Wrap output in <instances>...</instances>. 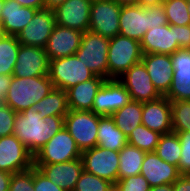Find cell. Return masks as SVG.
<instances>
[{"label":"cell","instance_id":"obj_26","mask_svg":"<svg viewBox=\"0 0 190 191\" xmlns=\"http://www.w3.org/2000/svg\"><path fill=\"white\" fill-rule=\"evenodd\" d=\"M127 143V136L115 125L113 118L101 116L97 132V146L119 152Z\"/></svg>","mask_w":190,"mask_h":191},{"label":"cell","instance_id":"obj_44","mask_svg":"<svg viewBox=\"0 0 190 191\" xmlns=\"http://www.w3.org/2000/svg\"><path fill=\"white\" fill-rule=\"evenodd\" d=\"M12 75H0V102L4 99L11 84Z\"/></svg>","mask_w":190,"mask_h":191},{"label":"cell","instance_id":"obj_40","mask_svg":"<svg viewBox=\"0 0 190 191\" xmlns=\"http://www.w3.org/2000/svg\"><path fill=\"white\" fill-rule=\"evenodd\" d=\"M148 30L158 26L168 24L167 16L164 12V5L157 4L147 7Z\"/></svg>","mask_w":190,"mask_h":191},{"label":"cell","instance_id":"obj_53","mask_svg":"<svg viewBox=\"0 0 190 191\" xmlns=\"http://www.w3.org/2000/svg\"><path fill=\"white\" fill-rule=\"evenodd\" d=\"M3 31H2V28L0 27V38L3 36Z\"/></svg>","mask_w":190,"mask_h":191},{"label":"cell","instance_id":"obj_42","mask_svg":"<svg viewBox=\"0 0 190 191\" xmlns=\"http://www.w3.org/2000/svg\"><path fill=\"white\" fill-rule=\"evenodd\" d=\"M175 35L180 49H190V25H175Z\"/></svg>","mask_w":190,"mask_h":191},{"label":"cell","instance_id":"obj_14","mask_svg":"<svg viewBox=\"0 0 190 191\" xmlns=\"http://www.w3.org/2000/svg\"><path fill=\"white\" fill-rule=\"evenodd\" d=\"M49 62L44 48L20 44L12 76L26 78L48 75Z\"/></svg>","mask_w":190,"mask_h":191},{"label":"cell","instance_id":"obj_6","mask_svg":"<svg viewBox=\"0 0 190 191\" xmlns=\"http://www.w3.org/2000/svg\"><path fill=\"white\" fill-rule=\"evenodd\" d=\"M48 76L54 88L66 91L92 79L95 74L76 55H72L50 60Z\"/></svg>","mask_w":190,"mask_h":191},{"label":"cell","instance_id":"obj_20","mask_svg":"<svg viewBox=\"0 0 190 191\" xmlns=\"http://www.w3.org/2000/svg\"><path fill=\"white\" fill-rule=\"evenodd\" d=\"M50 181L65 191H73L83 172L81 158L55 164L34 165Z\"/></svg>","mask_w":190,"mask_h":191},{"label":"cell","instance_id":"obj_22","mask_svg":"<svg viewBox=\"0 0 190 191\" xmlns=\"http://www.w3.org/2000/svg\"><path fill=\"white\" fill-rule=\"evenodd\" d=\"M140 174L150 187L173 184L180 176L177 166L162 160L155 152L145 154Z\"/></svg>","mask_w":190,"mask_h":191},{"label":"cell","instance_id":"obj_54","mask_svg":"<svg viewBox=\"0 0 190 191\" xmlns=\"http://www.w3.org/2000/svg\"><path fill=\"white\" fill-rule=\"evenodd\" d=\"M110 191H117V190L115 189V187H113Z\"/></svg>","mask_w":190,"mask_h":191},{"label":"cell","instance_id":"obj_36","mask_svg":"<svg viewBox=\"0 0 190 191\" xmlns=\"http://www.w3.org/2000/svg\"><path fill=\"white\" fill-rule=\"evenodd\" d=\"M114 187L117 191H150L151 188L141 174L119 179Z\"/></svg>","mask_w":190,"mask_h":191},{"label":"cell","instance_id":"obj_33","mask_svg":"<svg viewBox=\"0 0 190 191\" xmlns=\"http://www.w3.org/2000/svg\"><path fill=\"white\" fill-rule=\"evenodd\" d=\"M172 132H190V100L171 101Z\"/></svg>","mask_w":190,"mask_h":191},{"label":"cell","instance_id":"obj_12","mask_svg":"<svg viewBox=\"0 0 190 191\" xmlns=\"http://www.w3.org/2000/svg\"><path fill=\"white\" fill-rule=\"evenodd\" d=\"M118 80L129 92L131 100L143 103L156 100L162 96L154 87L142 62L130 67Z\"/></svg>","mask_w":190,"mask_h":191},{"label":"cell","instance_id":"obj_16","mask_svg":"<svg viewBox=\"0 0 190 191\" xmlns=\"http://www.w3.org/2000/svg\"><path fill=\"white\" fill-rule=\"evenodd\" d=\"M92 2L93 0H66L53 10L56 24L83 33L88 31Z\"/></svg>","mask_w":190,"mask_h":191},{"label":"cell","instance_id":"obj_5","mask_svg":"<svg viewBox=\"0 0 190 191\" xmlns=\"http://www.w3.org/2000/svg\"><path fill=\"white\" fill-rule=\"evenodd\" d=\"M110 38L91 31L83 33L81 45L75 55L95 75L109 79L108 49Z\"/></svg>","mask_w":190,"mask_h":191},{"label":"cell","instance_id":"obj_13","mask_svg":"<svg viewBox=\"0 0 190 191\" xmlns=\"http://www.w3.org/2000/svg\"><path fill=\"white\" fill-rule=\"evenodd\" d=\"M130 100L129 92L118 79H106L94 98L92 112L111 116Z\"/></svg>","mask_w":190,"mask_h":191},{"label":"cell","instance_id":"obj_23","mask_svg":"<svg viewBox=\"0 0 190 191\" xmlns=\"http://www.w3.org/2000/svg\"><path fill=\"white\" fill-rule=\"evenodd\" d=\"M119 27L121 36L140 42L148 30L147 7L138 4L122 5Z\"/></svg>","mask_w":190,"mask_h":191},{"label":"cell","instance_id":"obj_4","mask_svg":"<svg viewBox=\"0 0 190 191\" xmlns=\"http://www.w3.org/2000/svg\"><path fill=\"white\" fill-rule=\"evenodd\" d=\"M100 117L92 111L70 109L64 117V127L75 140L81 153L97 146Z\"/></svg>","mask_w":190,"mask_h":191},{"label":"cell","instance_id":"obj_37","mask_svg":"<svg viewBox=\"0 0 190 191\" xmlns=\"http://www.w3.org/2000/svg\"><path fill=\"white\" fill-rule=\"evenodd\" d=\"M9 191H35L33 186V167L25 171L13 173Z\"/></svg>","mask_w":190,"mask_h":191},{"label":"cell","instance_id":"obj_50","mask_svg":"<svg viewBox=\"0 0 190 191\" xmlns=\"http://www.w3.org/2000/svg\"><path fill=\"white\" fill-rule=\"evenodd\" d=\"M115 2L120 3L121 5H130V4H137L138 0H113Z\"/></svg>","mask_w":190,"mask_h":191},{"label":"cell","instance_id":"obj_39","mask_svg":"<svg viewBox=\"0 0 190 191\" xmlns=\"http://www.w3.org/2000/svg\"><path fill=\"white\" fill-rule=\"evenodd\" d=\"M15 114L11 107L0 102V137L13 134Z\"/></svg>","mask_w":190,"mask_h":191},{"label":"cell","instance_id":"obj_29","mask_svg":"<svg viewBox=\"0 0 190 191\" xmlns=\"http://www.w3.org/2000/svg\"><path fill=\"white\" fill-rule=\"evenodd\" d=\"M145 154L146 152L127 143L119 151L118 180L139 175Z\"/></svg>","mask_w":190,"mask_h":191},{"label":"cell","instance_id":"obj_2","mask_svg":"<svg viewBox=\"0 0 190 191\" xmlns=\"http://www.w3.org/2000/svg\"><path fill=\"white\" fill-rule=\"evenodd\" d=\"M53 88L48 75L26 78L12 76L9 90L1 102L11 107L16 113L22 112L32 108Z\"/></svg>","mask_w":190,"mask_h":191},{"label":"cell","instance_id":"obj_30","mask_svg":"<svg viewBox=\"0 0 190 191\" xmlns=\"http://www.w3.org/2000/svg\"><path fill=\"white\" fill-rule=\"evenodd\" d=\"M19 47L17 36L4 34L0 38V75H13Z\"/></svg>","mask_w":190,"mask_h":191},{"label":"cell","instance_id":"obj_52","mask_svg":"<svg viewBox=\"0 0 190 191\" xmlns=\"http://www.w3.org/2000/svg\"><path fill=\"white\" fill-rule=\"evenodd\" d=\"M187 6H188L189 15H190V1L187 2Z\"/></svg>","mask_w":190,"mask_h":191},{"label":"cell","instance_id":"obj_45","mask_svg":"<svg viewBox=\"0 0 190 191\" xmlns=\"http://www.w3.org/2000/svg\"><path fill=\"white\" fill-rule=\"evenodd\" d=\"M21 6L30 7L33 9L45 8V0H16Z\"/></svg>","mask_w":190,"mask_h":191},{"label":"cell","instance_id":"obj_17","mask_svg":"<svg viewBox=\"0 0 190 191\" xmlns=\"http://www.w3.org/2000/svg\"><path fill=\"white\" fill-rule=\"evenodd\" d=\"M83 32L56 24L46 46V55L50 60L75 55L81 45Z\"/></svg>","mask_w":190,"mask_h":191},{"label":"cell","instance_id":"obj_47","mask_svg":"<svg viewBox=\"0 0 190 191\" xmlns=\"http://www.w3.org/2000/svg\"><path fill=\"white\" fill-rule=\"evenodd\" d=\"M165 0H138V5L142 7H149L157 4H163Z\"/></svg>","mask_w":190,"mask_h":191},{"label":"cell","instance_id":"obj_41","mask_svg":"<svg viewBox=\"0 0 190 191\" xmlns=\"http://www.w3.org/2000/svg\"><path fill=\"white\" fill-rule=\"evenodd\" d=\"M33 186L35 191H65L50 181L35 166H33Z\"/></svg>","mask_w":190,"mask_h":191},{"label":"cell","instance_id":"obj_27","mask_svg":"<svg viewBox=\"0 0 190 191\" xmlns=\"http://www.w3.org/2000/svg\"><path fill=\"white\" fill-rule=\"evenodd\" d=\"M32 108L39 112L42 118L46 116L65 117L69 111L67 93L62 89L53 88L46 97L35 103Z\"/></svg>","mask_w":190,"mask_h":191},{"label":"cell","instance_id":"obj_38","mask_svg":"<svg viewBox=\"0 0 190 191\" xmlns=\"http://www.w3.org/2000/svg\"><path fill=\"white\" fill-rule=\"evenodd\" d=\"M181 143V157L178 164L180 175H190V132H175Z\"/></svg>","mask_w":190,"mask_h":191},{"label":"cell","instance_id":"obj_1","mask_svg":"<svg viewBox=\"0 0 190 191\" xmlns=\"http://www.w3.org/2000/svg\"><path fill=\"white\" fill-rule=\"evenodd\" d=\"M64 127V117L46 116L33 108L15 114L13 135L34 156L57 132Z\"/></svg>","mask_w":190,"mask_h":191},{"label":"cell","instance_id":"obj_31","mask_svg":"<svg viewBox=\"0 0 190 191\" xmlns=\"http://www.w3.org/2000/svg\"><path fill=\"white\" fill-rule=\"evenodd\" d=\"M155 153L164 161L178 167L181 157V143L177 133L162 134L159 138Z\"/></svg>","mask_w":190,"mask_h":191},{"label":"cell","instance_id":"obj_28","mask_svg":"<svg viewBox=\"0 0 190 191\" xmlns=\"http://www.w3.org/2000/svg\"><path fill=\"white\" fill-rule=\"evenodd\" d=\"M111 117L115 125L128 137L136 127L142 124V102L130 100Z\"/></svg>","mask_w":190,"mask_h":191},{"label":"cell","instance_id":"obj_21","mask_svg":"<svg viewBox=\"0 0 190 191\" xmlns=\"http://www.w3.org/2000/svg\"><path fill=\"white\" fill-rule=\"evenodd\" d=\"M143 54L171 55L180 49L175 35V25L166 24L150 28L140 41Z\"/></svg>","mask_w":190,"mask_h":191},{"label":"cell","instance_id":"obj_32","mask_svg":"<svg viewBox=\"0 0 190 191\" xmlns=\"http://www.w3.org/2000/svg\"><path fill=\"white\" fill-rule=\"evenodd\" d=\"M161 134L141 124L127 137L128 144L148 153L155 152Z\"/></svg>","mask_w":190,"mask_h":191},{"label":"cell","instance_id":"obj_34","mask_svg":"<svg viewBox=\"0 0 190 191\" xmlns=\"http://www.w3.org/2000/svg\"><path fill=\"white\" fill-rule=\"evenodd\" d=\"M164 12L170 25H190V15L186 0H165Z\"/></svg>","mask_w":190,"mask_h":191},{"label":"cell","instance_id":"obj_9","mask_svg":"<svg viewBox=\"0 0 190 191\" xmlns=\"http://www.w3.org/2000/svg\"><path fill=\"white\" fill-rule=\"evenodd\" d=\"M83 169L115 184L118 180L119 152L95 146L81 154Z\"/></svg>","mask_w":190,"mask_h":191},{"label":"cell","instance_id":"obj_3","mask_svg":"<svg viewBox=\"0 0 190 191\" xmlns=\"http://www.w3.org/2000/svg\"><path fill=\"white\" fill-rule=\"evenodd\" d=\"M143 52L139 41L116 35L110 38L108 49L109 79H118L130 67L141 62Z\"/></svg>","mask_w":190,"mask_h":191},{"label":"cell","instance_id":"obj_51","mask_svg":"<svg viewBox=\"0 0 190 191\" xmlns=\"http://www.w3.org/2000/svg\"><path fill=\"white\" fill-rule=\"evenodd\" d=\"M3 4H4V0H0V14H1V11H2V8H3Z\"/></svg>","mask_w":190,"mask_h":191},{"label":"cell","instance_id":"obj_24","mask_svg":"<svg viewBox=\"0 0 190 191\" xmlns=\"http://www.w3.org/2000/svg\"><path fill=\"white\" fill-rule=\"evenodd\" d=\"M38 9L21 6L16 0H4L0 14V27L3 34H17L29 24Z\"/></svg>","mask_w":190,"mask_h":191},{"label":"cell","instance_id":"obj_49","mask_svg":"<svg viewBox=\"0 0 190 191\" xmlns=\"http://www.w3.org/2000/svg\"><path fill=\"white\" fill-rule=\"evenodd\" d=\"M150 191H173V184H163L150 188Z\"/></svg>","mask_w":190,"mask_h":191},{"label":"cell","instance_id":"obj_48","mask_svg":"<svg viewBox=\"0 0 190 191\" xmlns=\"http://www.w3.org/2000/svg\"><path fill=\"white\" fill-rule=\"evenodd\" d=\"M66 0H45V8L54 10L56 7L60 6Z\"/></svg>","mask_w":190,"mask_h":191},{"label":"cell","instance_id":"obj_8","mask_svg":"<svg viewBox=\"0 0 190 191\" xmlns=\"http://www.w3.org/2000/svg\"><path fill=\"white\" fill-rule=\"evenodd\" d=\"M121 7L113 0H93L88 31L108 38L119 35Z\"/></svg>","mask_w":190,"mask_h":191},{"label":"cell","instance_id":"obj_7","mask_svg":"<svg viewBox=\"0 0 190 191\" xmlns=\"http://www.w3.org/2000/svg\"><path fill=\"white\" fill-rule=\"evenodd\" d=\"M81 154L75 140L63 127L34 155V165L72 161L81 158Z\"/></svg>","mask_w":190,"mask_h":191},{"label":"cell","instance_id":"obj_46","mask_svg":"<svg viewBox=\"0 0 190 191\" xmlns=\"http://www.w3.org/2000/svg\"><path fill=\"white\" fill-rule=\"evenodd\" d=\"M12 174L0 170V191H9Z\"/></svg>","mask_w":190,"mask_h":191},{"label":"cell","instance_id":"obj_18","mask_svg":"<svg viewBox=\"0 0 190 191\" xmlns=\"http://www.w3.org/2000/svg\"><path fill=\"white\" fill-rule=\"evenodd\" d=\"M142 124L159 134L172 132L171 101L165 96L142 103Z\"/></svg>","mask_w":190,"mask_h":191},{"label":"cell","instance_id":"obj_10","mask_svg":"<svg viewBox=\"0 0 190 191\" xmlns=\"http://www.w3.org/2000/svg\"><path fill=\"white\" fill-rule=\"evenodd\" d=\"M34 166V156L13 134L0 137V170L11 174Z\"/></svg>","mask_w":190,"mask_h":191},{"label":"cell","instance_id":"obj_15","mask_svg":"<svg viewBox=\"0 0 190 191\" xmlns=\"http://www.w3.org/2000/svg\"><path fill=\"white\" fill-rule=\"evenodd\" d=\"M171 58L173 78L165 97L170 101L190 100V49H178Z\"/></svg>","mask_w":190,"mask_h":191},{"label":"cell","instance_id":"obj_43","mask_svg":"<svg viewBox=\"0 0 190 191\" xmlns=\"http://www.w3.org/2000/svg\"><path fill=\"white\" fill-rule=\"evenodd\" d=\"M173 191H190V175H180L173 183Z\"/></svg>","mask_w":190,"mask_h":191},{"label":"cell","instance_id":"obj_19","mask_svg":"<svg viewBox=\"0 0 190 191\" xmlns=\"http://www.w3.org/2000/svg\"><path fill=\"white\" fill-rule=\"evenodd\" d=\"M141 62L144 64L154 87L165 96L170 90L173 75V63L168 54H143Z\"/></svg>","mask_w":190,"mask_h":191},{"label":"cell","instance_id":"obj_35","mask_svg":"<svg viewBox=\"0 0 190 191\" xmlns=\"http://www.w3.org/2000/svg\"><path fill=\"white\" fill-rule=\"evenodd\" d=\"M113 187L108 180L83 170L73 191H110Z\"/></svg>","mask_w":190,"mask_h":191},{"label":"cell","instance_id":"obj_25","mask_svg":"<svg viewBox=\"0 0 190 191\" xmlns=\"http://www.w3.org/2000/svg\"><path fill=\"white\" fill-rule=\"evenodd\" d=\"M105 80V78L95 75L92 79L67 89L68 108L70 110L92 111L94 98Z\"/></svg>","mask_w":190,"mask_h":191},{"label":"cell","instance_id":"obj_11","mask_svg":"<svg viewBox=\"0 0 190 191\" xmlns=\"http://www.w3.org/2000/svg\"><path fill=\"white\" fill-rule=\"evenodd\" d=\"M55 26L53 10H37L29 24L17 34V39L22 45L44 48Z\"/></svg>","mask_w":190,"mask_h":191}]
</instances>
